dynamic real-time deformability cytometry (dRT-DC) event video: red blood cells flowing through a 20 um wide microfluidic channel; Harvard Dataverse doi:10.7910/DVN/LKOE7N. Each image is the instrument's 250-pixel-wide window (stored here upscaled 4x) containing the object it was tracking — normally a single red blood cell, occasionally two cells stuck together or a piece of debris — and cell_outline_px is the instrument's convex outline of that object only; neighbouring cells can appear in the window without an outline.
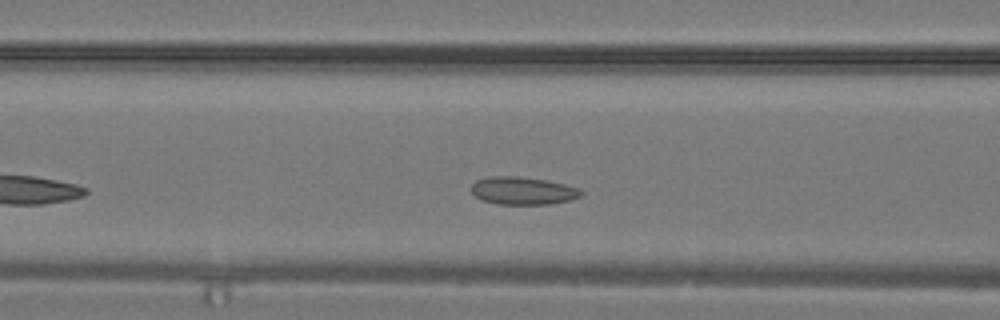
{"species": "common noctule bat (a hibernating species)", "species_latin": "Nyctalus noctula", "temperature_condition": "warm", "stored_images_in_passage": 21, "camera_frame_rate_fps": 3000, "um_per_image_px": 0.085, "animal": {"sex": "male", "body_mass_g": 19.2, "forearm_length_mm": 51.8}, "frame": {"image": 1, "passage_image": 6, "time_ms": 1.667, "image_size_px": [1000, 320], "cell_outline_px": [[584, 192], [580, 196], [572, 200], [552, 204], [496, 204], [484, 200], [476, 196], [472, 192], [472, 184], [476, 180], [488, 176], [516, 176], [544, 180], [564, 184], [580, 188]], "centroid_in_image_um": [44.47, 16.21], "position_along_channel_um": 122.1, "area_um2": 17.74}}
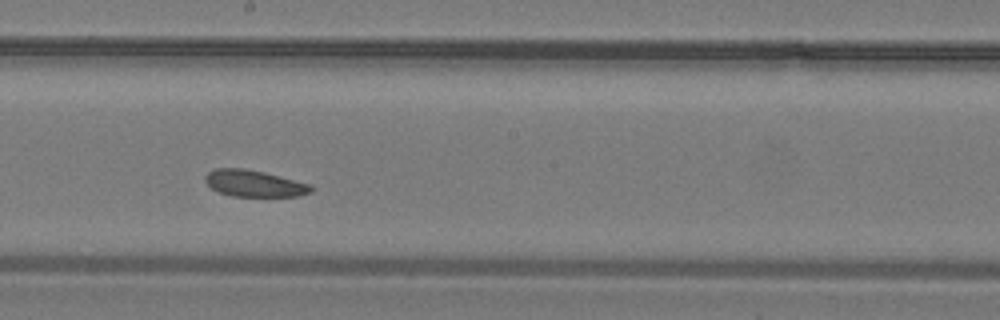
{"frame": {"image": 2, "passage_image": 11, "time_ms": 3.333, "image_size_px": [1000, 320], "cell_outline_px": [[312, 192], [296, 196], [232, 196], [220, 192], [212, 188], [204, 180], [204, 176], [208, 172], [216, 168], [244, 168], [264, 172], [312, 184]], "centroid_in_image_um": [21.61, 15.58], "position_along_channel_um": 226.6, "area_um2": 16.36}}
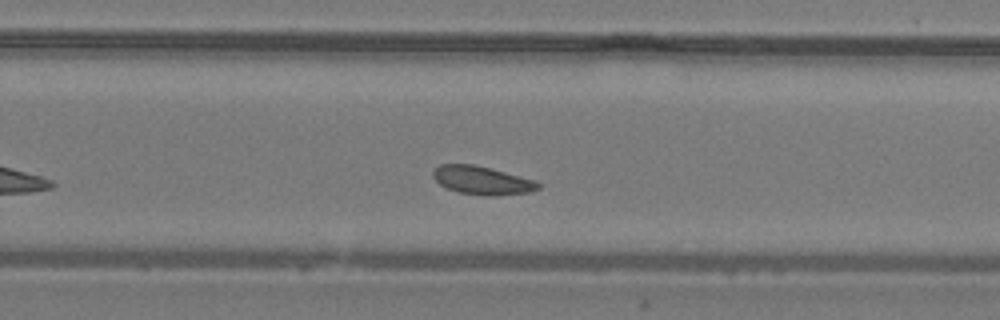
{"frame": {"image": 3, "passage_image": 14, "time_ms": 4.333, "image_size_px": [1000, 320], "cell_outline_px": [[540, 188], [532, 192], [496, 196], [484, 196], [460, 192], [448, 188], [440, 184], [432, 176], [432, 172], [440, 164], [472, 164], [536, 180], [540, 184]], "centroid_in_image_um": [41.0, 15.34], "position_along_channel_um": 288.8, "area_um2": 17.28}}